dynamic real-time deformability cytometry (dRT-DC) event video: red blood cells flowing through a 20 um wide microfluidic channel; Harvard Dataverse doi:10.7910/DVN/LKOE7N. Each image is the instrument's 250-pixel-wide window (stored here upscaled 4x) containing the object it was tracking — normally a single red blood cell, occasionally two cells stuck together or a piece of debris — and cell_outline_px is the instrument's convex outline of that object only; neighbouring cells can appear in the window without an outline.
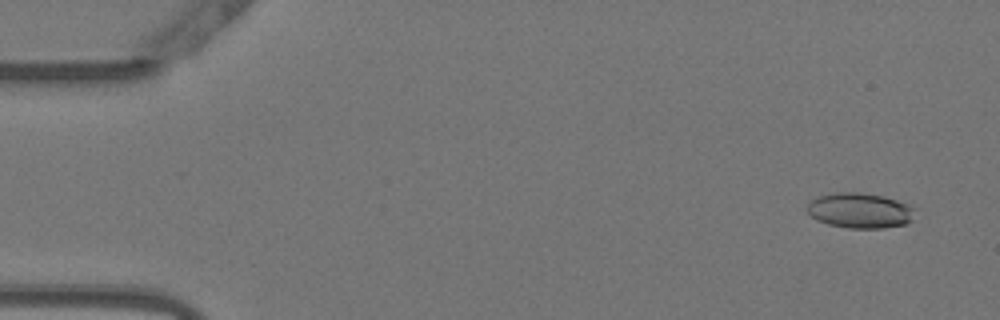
{"species": "Egyptian fruit bat (a non-hibernating species)", "species_latin": "Rousettus aegyptiacus", "temperature_condition": "warm", "stored_images_in_passage": 53, "camera_frame_rate_fps": 3000, "um_per_image_px": 0.085, "animal": {"sex": "female"}, "frame": {"image": 1, "passage_image": 3, "time_ms": 0.667, "image_size_px": [1000, 320], "cell_outline_px": [[912, 220], [904, 224], [884, 228], [848, 228], [828, 224], [816, 220], [808, 212], [808, 204], [812, 200], [820, 196], [836, 192], [860, 192], [884, 196], [908, 204], [912, 208]], "centroid_in_image_um": [73.07, 17.89], "position_along_channel_um": 11.9, "area_um2": 21.91}}
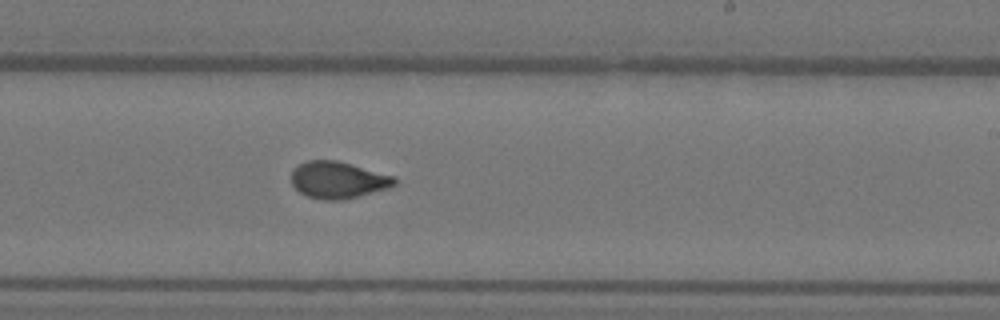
{"frame": {"image": 2, "passage_image": 32, "time_ms": 10.333, "image_size_px": [1000, 320], "cell_outline_px": [[396, 184], [388, 188], [340, 200], [324, 200], [308, 196], [300, 192], [292, 184], [292, 172], [300, 164], [308, 160], [336, 160], [396, 176]], "centroid_in_image_um": [28.75, 15.29], "position_along_channel_um": 260.3, "area_um2": 21.85}}
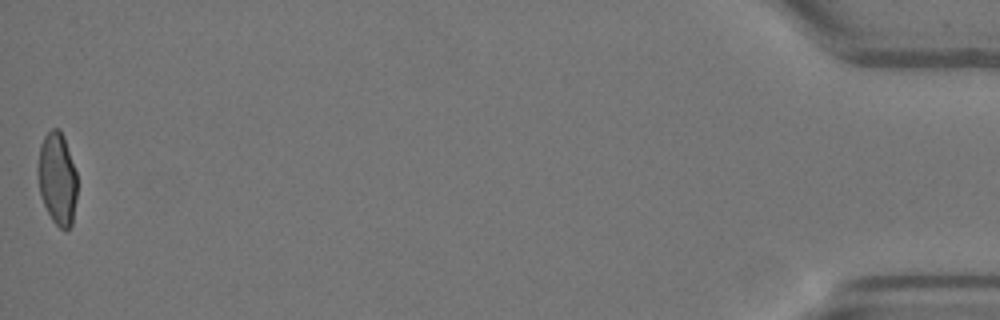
{"frame": {"image": 3, "passage_image": 53, "time_ms": 17.333, "image_size_px": [1000, 320], "cell_outline_px": [[76, 200], [72, 224], [64, 232], [52, 220], [40, 196], [36, 172], [36, 168], [40, 144], [44, 136], [52, 128], [60, 128], [64, 136], [76, 172]], "centroid_in_image_um": [4.84, 15.17], "position_along_channel_um": 430.4, "area_um2": 21.5}, "authors_computed_cell_mechanics": {"area_um2": 21.8484, "velocity_mm_per_s": 3.8152, "shape_relaxation_time_tau1_ms": 11.0444, "shape_relaxation_time_tau2_ms": 1.1321, "deformation_change_tau1": 0.2618, "deformation_change_tau2": 0.0663}}